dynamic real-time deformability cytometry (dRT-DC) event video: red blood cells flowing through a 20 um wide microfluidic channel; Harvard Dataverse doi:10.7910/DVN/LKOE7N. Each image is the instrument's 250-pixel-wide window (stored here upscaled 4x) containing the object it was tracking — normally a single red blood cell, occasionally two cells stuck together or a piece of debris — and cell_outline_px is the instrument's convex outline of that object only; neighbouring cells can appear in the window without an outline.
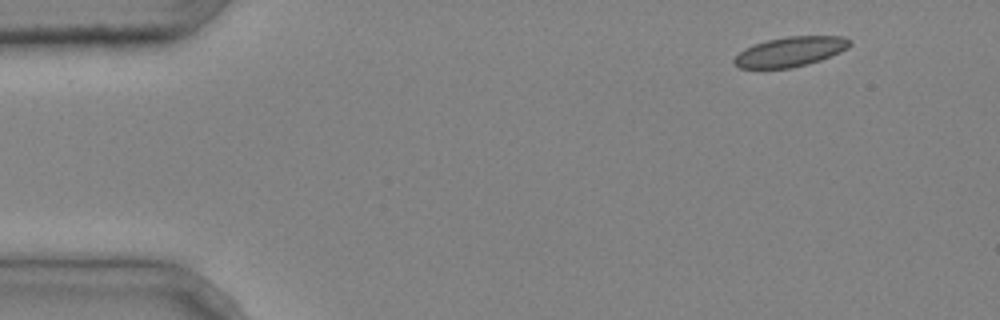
{"species": "common noctule bat (a hibernating species)", "species_latin": "Nyctalus noctula", "temperature_condition": "cold", "stored_images_in_passage": 4, "camera_frame_rate_fps": 3000, "um_per_image_px": 0.085, "animal": {"sex": "male", "body_mass_g": 20.4}, "frame": {"image": 1, "passage_image": 1, "time_ms": 0.0, "image_size_px": [1000, 320], "cell_outline_px": [[852, 44], [848, 48], [840, 52], [820, 60], [808, 64], [792, 68], [740, 68], [732, 64], [732, 60], [744, 48], [768, 40], [788, 36], [844, 36], [852, 40]], "centroid_in_image_um": [67.19, 4.39], "position_along_channel_um": 17.8, "area_um2": 20.11}}
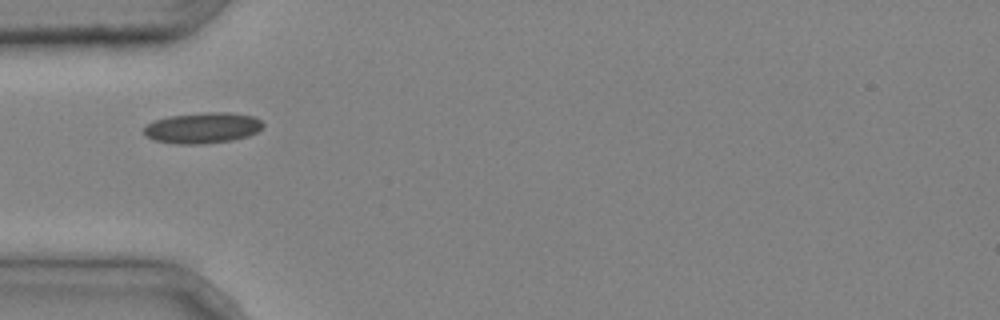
{"frame": {"image": 2, "passage_image": 4, "time_ms": 1.0, "image_size_px": [1000, 320], "cell_outline_px": [[264, 124], [256, 132], [248, 136], [232, 140], [204, 144], [176, 144], [152, 140], [144, 136], [144, 128], [152, 120], [168, 116], [208, 112], [228, 112], [252, 116], [260, 120]], "centroid_in_image_um": [17.17, 10.88], "position_along_channel_um": 67.8, "area_um2": 21.5}}